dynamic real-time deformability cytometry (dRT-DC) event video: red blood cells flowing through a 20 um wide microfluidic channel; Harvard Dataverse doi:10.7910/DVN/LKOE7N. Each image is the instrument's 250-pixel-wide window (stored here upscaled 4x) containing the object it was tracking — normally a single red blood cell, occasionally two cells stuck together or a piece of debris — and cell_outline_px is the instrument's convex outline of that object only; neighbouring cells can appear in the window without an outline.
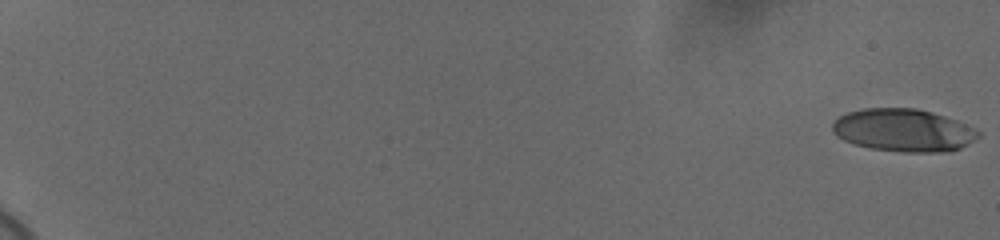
{"species": "human", "species_latin": "Homo sapiens", "temperature_condition": "cold", "stored_images_in_passage": 38, "camera_frame_rate_fps": 3000, "um_per_image_px": 0.085, "donor": {"sex": "female"}, "frame": {"image": 1, "passage_image": 1, "time_ms": 0.0, "image_size_px": [1000, 240], "cell_outline_px": [[980, 136], [976, 140], [960, 148], [944, 152], [904, 152], [872, 148], [856, 144], [844, 140], [836, 136], [832, 132], [832, 124], [840, 116], [848, 112], [864, 108], [916, 108], [932, 112], [956, 120], [980, 132]], "centroid_in_image_um": [76.79, 11.07], "position_along_channel_um": 8.2, "area_um2": 36.13}}
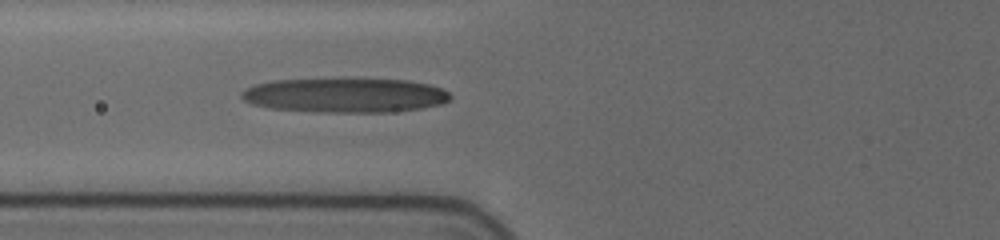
{"frame": {"image": 2, "passage_image": 27, "time_ms": 8.667, "image_size_px": [1000, 240], "cell_outline_px": [[452, 96], [444, 104], [420, 108], [388, 112], [320, 112], [268, 108], [252, 104], [244, 100], [240, 96], [240, 92], [256, 84], [272, 80], [404, 80], [428, 84], [440, 88], [448, 92]], "centroid_in_image_um": [29.32, 8.12], "position_along_channel_um": 96.5, "area_um2": 41.38}}
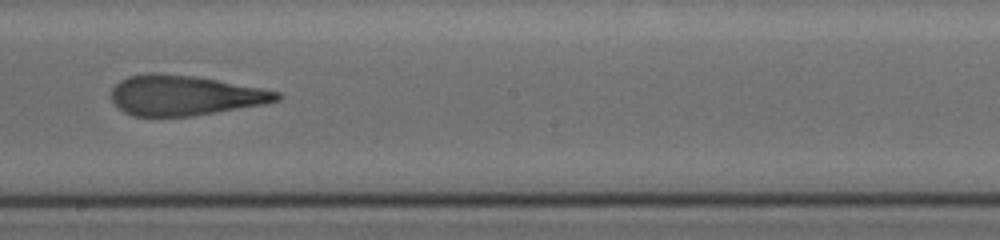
{"frame": {"image": 3, "passage_image": 38, "time_ms": 12.333, "image_size_px": [1000, 240], "cell_outline_px": [[284, 96], [280, 100], [264, 104], [192, 116], [132, 116], [124, 112], [112, 100], [112, 88], [120, 80], [128, 76], [144, 72], [160, 72], [192, 76], [216, 80], [260, 88], [280, 92]], "centroid_in_image_um": [15.68, 8.1], "position_along_channel_um": 232.5, "area_um2": 38.61}}